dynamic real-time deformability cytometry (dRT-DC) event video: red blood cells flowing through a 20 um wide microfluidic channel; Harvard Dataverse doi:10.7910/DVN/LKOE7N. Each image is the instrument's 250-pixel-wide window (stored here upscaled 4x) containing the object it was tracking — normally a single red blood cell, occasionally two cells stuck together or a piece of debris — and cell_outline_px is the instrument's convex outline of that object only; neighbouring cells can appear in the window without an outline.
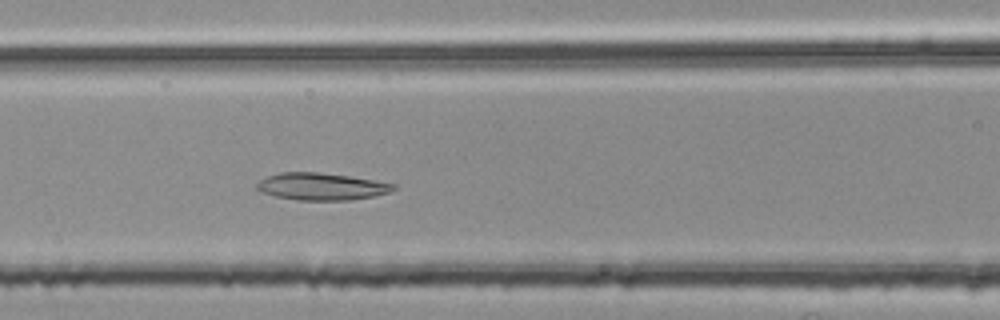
{"species": "common noctule bat (a hibernating species)", "species_latin": "Nyctalus noctula", "temperature_condition": "room temperature", "stored_images_in_passage": 46, "camera_frame_rate_fps": 3000, "um_per_image_px": 0.085, "animal": {"sex": "female", "body_mass_g": 25.1}, "frame": {"image": 1, "passage_image": 18, "time_ms": 5.667, "image_size_px": [1000, 320], "cell_outline_px": [[396, 188], [388, 192], [376, 196], [352, 200], [296, 200], [276, 196], [264, 192], [256, 188], [256, 184], [260, 180], [268, 176], [280, 172], [320, 172], [348, 176], [396, 184]], "centroid_in_image_um": [27.33, 15.85], "position_along_channel_um": 139.3, "area_um2": 21.5}}
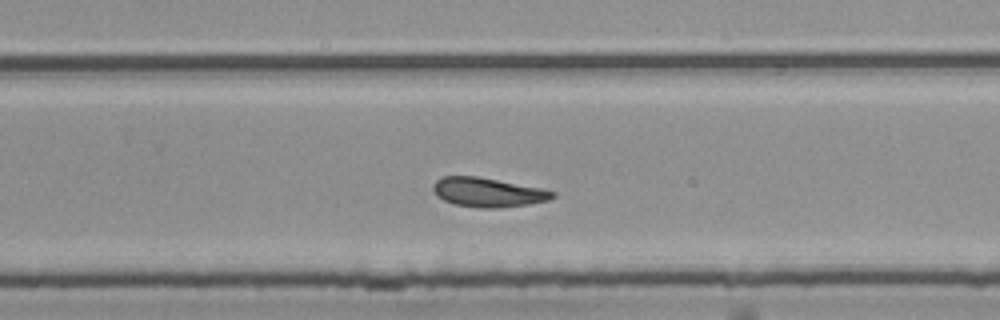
{"frame": {"image": 2, "passage_image": 30, "time_ms": 9.667, "image_size_px": [1000, 320], "cell_outline_px": [[556, 196], [548, 200], [528, 204], [500, 208], [480, 208], [452, 204], [436, 196], [432, 188], [432, 184], [440, 176], [476, 176], [540, 188], [556, 192]], "centroid_in_image_um": [41.42, 16.35], "position_along_channel_um": 288.4, "area_um2": 20.4}}
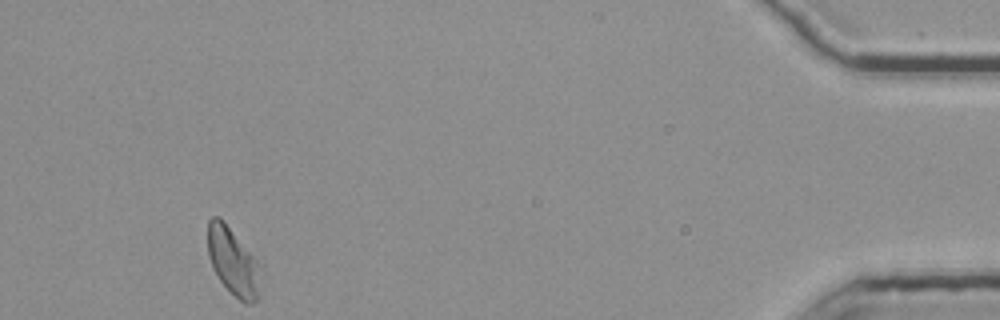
{"frame": {"image": 3, "passage_image": 46, "time_ms": 15.0, "image_size_px": [1000, 320], "cell_outline_px": [[260, 268], [256, 300], [252, 304], [244, 304], [216, 276], [212, 268], [208, 256], [208, 220], [212, 216], [220, 216], [260, 264]], "centroid_in_image_um": [19.77, 22.2], "position_along_channel_um": 415.4, "area_um2": 20.46}, "authors_computed_cell_mechanics": {"area_um2": 20.808, "velocity_mm_per_s": 3.7454, "shape_relaxation_time_tau1_ms": null, "shape_relaxation_time_tau2_ms": 4.3744, "deformation_change_tau1": null, "deformation_change_tau2": 0.1157}}